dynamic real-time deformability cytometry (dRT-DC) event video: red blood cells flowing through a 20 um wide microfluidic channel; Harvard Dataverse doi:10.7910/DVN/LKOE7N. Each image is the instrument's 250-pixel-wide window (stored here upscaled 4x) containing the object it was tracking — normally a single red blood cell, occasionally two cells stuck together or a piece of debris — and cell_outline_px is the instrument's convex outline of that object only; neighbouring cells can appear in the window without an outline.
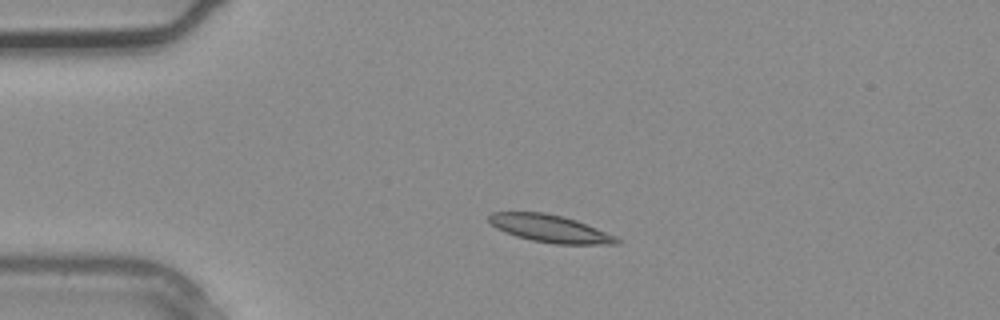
{"species": "common noctule bat (a hibernating species)", "species_latin": "Nyctalus noctula", "temperature_condition": "warm", "stored_images_in_passage": 1, "camera_frame_rate_fps": 3000, "um_per_image_px": 0.085, "animal": {"sex": "male", "body_mass_g": 20.4}, "frame": {"image": 1, "passage_image": 1, "time_ms": 0.0, "image_size_px": [1000, 320], "cell_outline_px": [[620, 244], [556, 244], [532, 240], [516, 236], [504, 232], [496, 228], [488, 220], [488, 216], [492, 212], [544, 212], [576, 220], [616, 236], [620, 240]], "centroid_in_image_um": [46.74, 19.43], "position_along_channel_um": 38.3, "area_um2": 20.29}}